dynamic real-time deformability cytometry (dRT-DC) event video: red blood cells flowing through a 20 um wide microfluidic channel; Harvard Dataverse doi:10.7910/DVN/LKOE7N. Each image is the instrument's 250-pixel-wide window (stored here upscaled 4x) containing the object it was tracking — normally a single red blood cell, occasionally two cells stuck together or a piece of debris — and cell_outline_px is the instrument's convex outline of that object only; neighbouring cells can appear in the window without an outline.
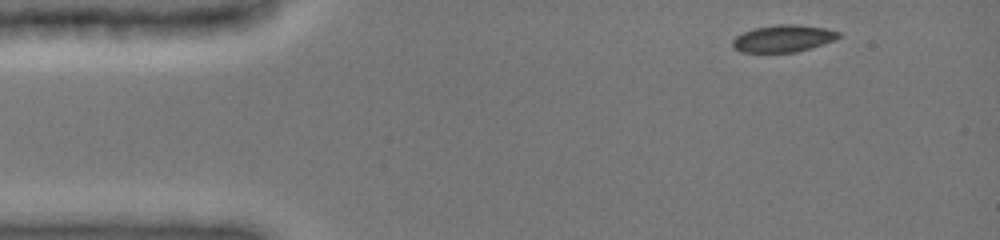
{"species": "common noctule bat (a hibernating species)", "species_latin": "Nyctalus noctula", "temperature_condition": "cold", "stored_images_in_passage": 16, "camera_frame_rate_fps": 3000, "um_per_image_px": 0.085, "animal": {"sex": "female", "body_mass_g": 19.0, "forearm_length_mm": 51.5}, "frame": {"image": 1, "passage_image": 1, "time_ms": 0.0, "image_size_px": [1000, 240], "cell_outline_px": [[840, 36], [836, 40], [796, 52], [740, 52], [732, 48], [732, 40], [736, 36], [752, 28], [776, 24], [796, 24], [824, 28], [840, 32]], "centroid_in_image_um": [66.54, 3.27], "position_along_channel_um": 18.5, "area_um2": 16.82}}
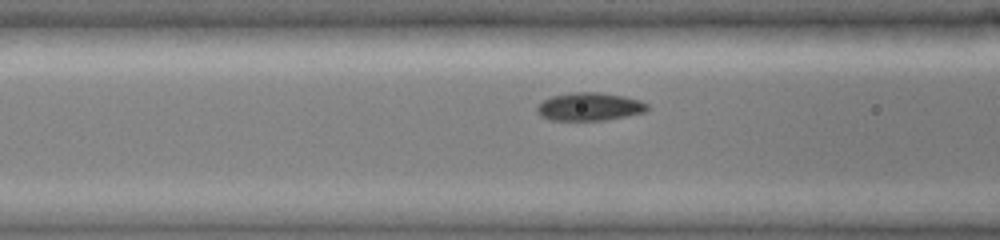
{"frame": {"image": 2, "passage_image": 12, "time_ms": 4.333, "image_size_px": [1000, 240], "cell_outline_px": [[648, 108], [644, 112], [608, 120], [548, 120], [540, 116], [536, 112], [536, 108], [544, 100], [552, 96], [576, 92], [600, 92], [624, 96], [640, 100], [648, 104]], "centroid_in_image_um": [50.1, 9.07], "position_along_channel_um": 116.5, "area_um2": 18.03}}
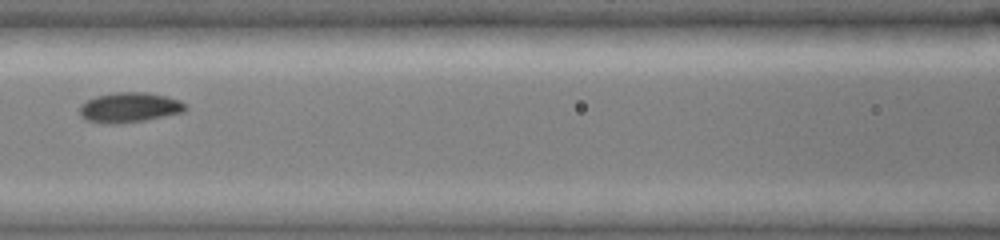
{"frame": {"image": 3, "passage_image": 14, "time_ms": 5.333, "image_size_px": [1000, 240], "cell_outline_px": [[188, 108], [184, 112], [144, 120], [116, 124], [104, 124], [88, 120], [80, 116], [80, 104], [96, 96], [112, 92], [148, 92], [180, 100]], "centroid_in_image_um": [10.99, 9.13], "position_along_channel_um": 155.6, "area_um2": 18.5}}